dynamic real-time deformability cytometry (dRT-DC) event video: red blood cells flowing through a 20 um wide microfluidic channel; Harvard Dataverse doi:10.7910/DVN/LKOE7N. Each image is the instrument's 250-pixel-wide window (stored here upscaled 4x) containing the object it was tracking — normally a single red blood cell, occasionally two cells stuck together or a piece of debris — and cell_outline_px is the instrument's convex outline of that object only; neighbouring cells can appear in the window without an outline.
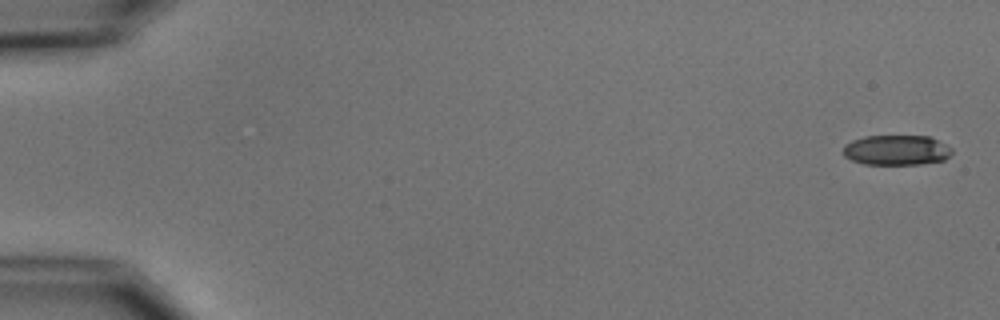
{"species": "common noctule bat (a hibernating species)", "species_latin": "Nyctalus noctula", "temperature_condition": "cold", "stored_images_in_passage": 5, "camera_frame_rate_fps": 3000, "um_per_image_px": 0.085, "animal": {"sex": "male", "body_mass_g": 15.6}, "frame": {"image": 1, "passage_image": 1, "time_ms": 0.0, "image_size_px": [1000, 320], "cell_outline_px": [[952, 152], [944, 160], [920, 164], [864, 164], [852, 160], [844, 156], [844, 144], [852, 140], [864, 136], [928, 136], [952, 148]], "centroid_in_image_um": [76.17, 12.76], "position_along_channel_um": 8.8, "area_um2": 18.96}}
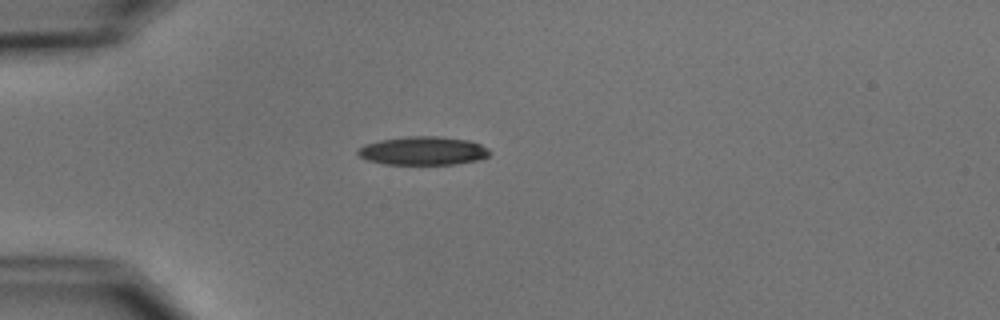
{"frame": {"image": 2, "passage_image": 5, "time_ms": 4.667, "image_size_px": [1000, 320], "cell_outline_px": [[492, 152], [488, 156], [480, 160], [456, 164], [384, 164], [368, 160], [360, 156], [356, 152], [364, 144], [380, 140], [408, 136], [440, 136], [468, 140], [480, 144], [488, 148]], "centroid_in_image_um": [36.0, 12.82], "position_along_channel_um": 49.0, "area_um2": 21.96}}